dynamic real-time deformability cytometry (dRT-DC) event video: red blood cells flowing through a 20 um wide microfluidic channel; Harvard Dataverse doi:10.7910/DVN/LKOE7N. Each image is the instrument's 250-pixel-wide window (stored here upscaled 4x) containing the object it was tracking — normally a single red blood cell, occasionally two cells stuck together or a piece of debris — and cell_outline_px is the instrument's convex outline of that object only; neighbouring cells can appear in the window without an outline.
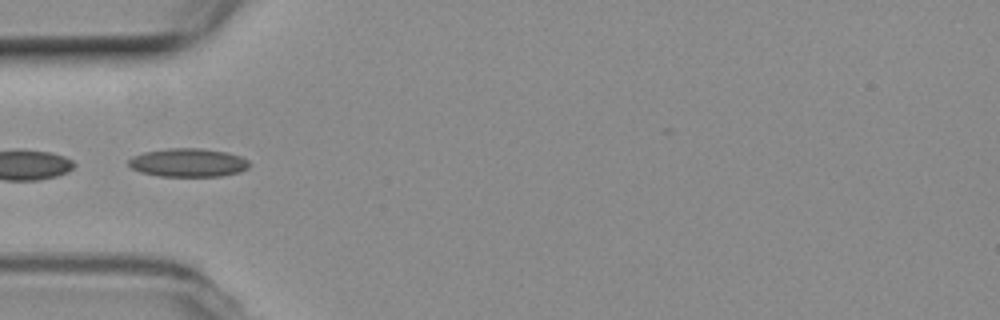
{"species": "common noctule bat (a hibernating species)", "species_latin": "Nyctalus noctula", "temperature_condition": "room temperature", "stored_images_in_passage": 11, "camera_frame_rate_fps": 3000, "um_per_image_px": 0.085, "animal": {"sex": "female", "body_mass_g": 19.3, "forearm_length_mm": 54.1}, "frame": {"image": 1, "passage_image": 8, "time_ms": 2.333, "image_size_px": [1000, 320], "cell_outline_px": [[252, 164], [248, 168], [240, 172], [220, 176], [160, 176], [140, 172], [132, 168], [128, 164], [128, 160], [132, 156], [144, 152], [168, 148], [200, 148], [228, 152], [240, 156], [248, 160]], "centroid_in_image_um": [16.01, 13.82], "position_along_channel_um": 69.0, "area_um2": 20.17}}